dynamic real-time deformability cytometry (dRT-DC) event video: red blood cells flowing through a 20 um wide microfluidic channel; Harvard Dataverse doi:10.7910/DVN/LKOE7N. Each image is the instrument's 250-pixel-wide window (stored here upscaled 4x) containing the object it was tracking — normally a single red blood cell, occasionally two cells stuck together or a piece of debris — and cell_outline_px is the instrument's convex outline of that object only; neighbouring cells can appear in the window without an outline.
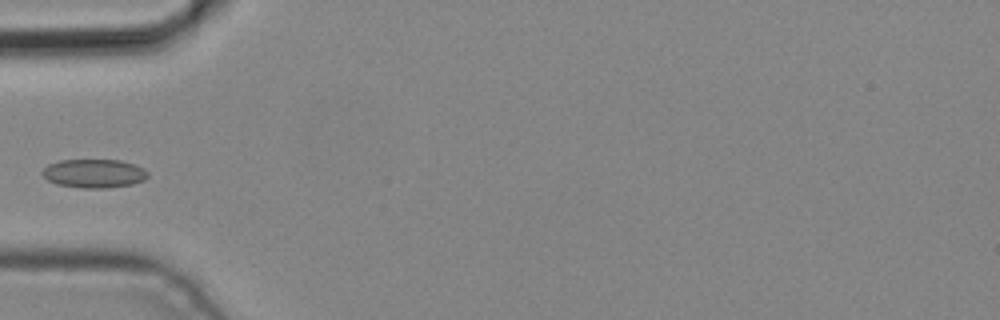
{"species": "common noctule bat (a hibernating species)", "species_latin": "Nyctalus noctula", "temperature_condition": "cold", "stored_images_in_passage": 6, "camera_frame_rate_fps": 3000, "um_per_image_px": 0.085, "animal": {"sex": "male", "body_mass_g": 19.2, "forearm_length_mm": 51.8}, "frame": {"image": 1, "passage_image": 5, "time_ms": 1.333, "image_size_px": [1000, 320], "cell_outline_px": [[148, 176], [144, 180], [132, 184], [104, 188], [80, 188], [56, 184], [48, 180], [40, 172], [48, 164], [60, 160], [120, 160], [136, 164], [144, 168], [148, 172]], "centroid_in_image_um": [8.0, 14.74], "position_along_channel_um": 77.0, "area_um2": 17.74}}
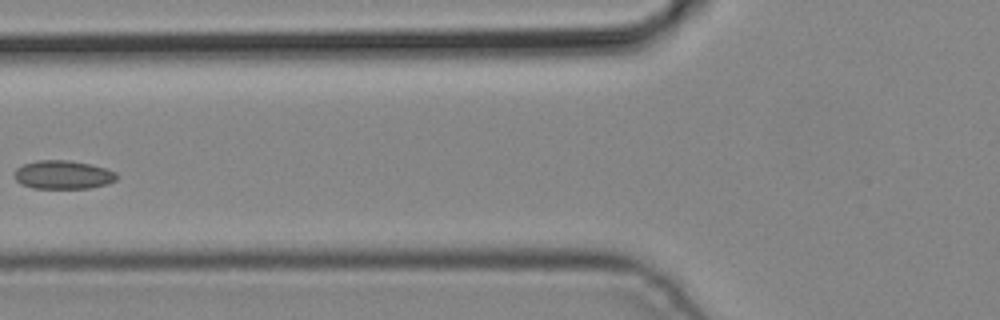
{"frame": {"image": 2, "passage_image": 6, "time_ms": 1.667, "image_size_px": [1000, 320], "cell_outline_px": [[120, 176], [116, 180], [108, 184], [88, 188], [32, 188], [20, 184], [16, 180], [16, 168], [24, 164], [36, 160], [68, 160], [88, 164], [104, 168], [116, 172]], "centroid_in_image_um": [5.38, 14.86], "position_along_channel_um": 120.4, "area_um2": 16.99}}